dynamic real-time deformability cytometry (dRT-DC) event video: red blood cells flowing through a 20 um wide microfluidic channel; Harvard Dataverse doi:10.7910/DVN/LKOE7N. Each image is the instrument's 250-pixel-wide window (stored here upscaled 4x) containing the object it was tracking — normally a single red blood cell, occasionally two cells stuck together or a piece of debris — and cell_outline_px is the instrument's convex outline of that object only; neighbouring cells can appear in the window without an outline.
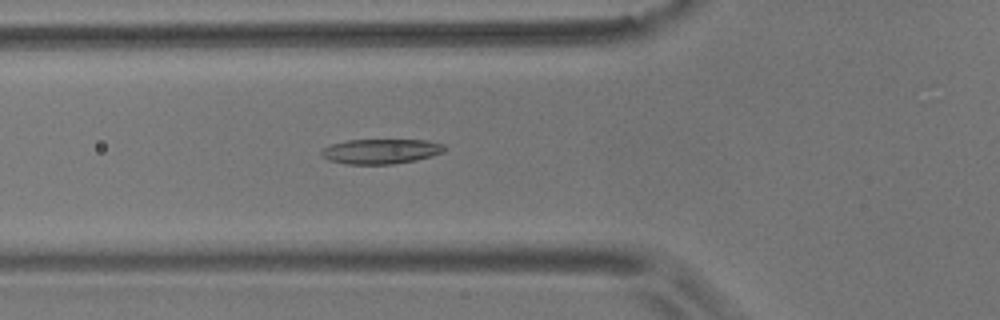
{"species": "common noctule bat (a hibernating species)", "species_latin": "Nyctalus noctula", "temperature_condition": "room temperature", "stored_images_in_passage": 50, "camera_frame_rate_fps": 3000, "um_per_image_px": 0.085, "animal": {"sex": "male", "body_mass_g": 17.9}, "frame": {"image": 1, "passage_image": 14, "time_ms": 4.333, "image_size_px": [1000, 320], "cell_outline_px": [[448, 148], [444, 152], [432, 156], [416, 160], [392, 164], [348, 164], [328, 160], [320, 156], [320, 152], [324, 148], [332, 144], [348, 140], [428, 140], [444, 144]], "centroid_in_image_um": [32.41, 12.86], "position_along_channel_um": 93.4, "area_um2": 17.98}}
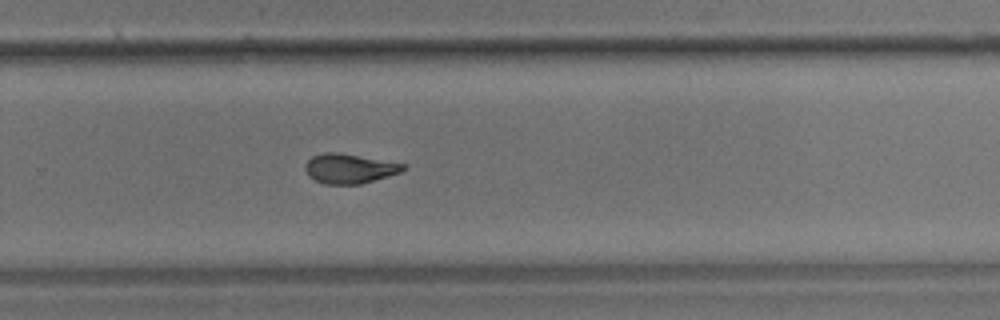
{"frame": {"image": 2, "passage_image": 31, "time_ms": 10.0, "image_size_px": [1000, 320], "cell_outline_px": [[408, 168], [400, 172], [388, 176], [360, 184], [324, 184], [308, 176], [304, 168], [304, 164], [312, 156], [324, 152], [340, 152], [408, 164]], "centroid_in_image_um": [29.71, 14.31], "position_along_channel_um": 300.1, "area_um2": 17.17}}
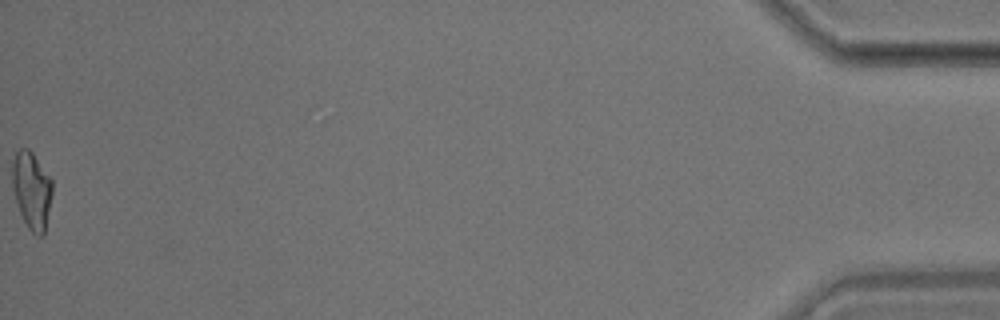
{"frame": {"image": 3, "passage_image": 50, "time_ms": 16.333, "image_size_px": [1000, 320], "cell_outline_px": [[52, 196], [44, 236], [36, 236], [28, 228], [20, 212], [16, 200], [12, 184], [12, 160], [16, 152], [20, 148], [28, 148], [32, 152], [52, 180]], "centroid_in_image_um": [2.7, 16.18], "position_along_channel_um": 432.5, "area_um2": 18.03}, "authors_computed_cell_mechanics": {"area_um2": 17.7157, "velocity_mm_per_s": 3.6354, "shape_relaxation_time_tau1_ms": null, "shape_relaxation_time_tau2_ms": 2.5082, "deformation_change_tau1": null, "deformation_change_tau2": 0.0922}}